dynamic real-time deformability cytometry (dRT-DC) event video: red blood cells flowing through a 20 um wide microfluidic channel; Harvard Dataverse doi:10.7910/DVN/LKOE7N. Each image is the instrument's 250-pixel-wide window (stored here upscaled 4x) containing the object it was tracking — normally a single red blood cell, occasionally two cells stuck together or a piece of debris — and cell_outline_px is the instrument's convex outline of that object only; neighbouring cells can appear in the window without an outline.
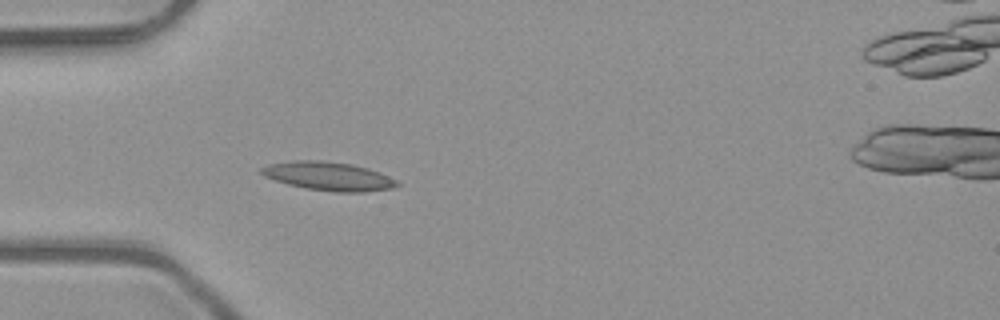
{"species": "common noctule bat (a hibernating species)", "species_latin": "Nyctalus noctula", "temperature_condition": "room temperature", "stored_images_in_passage": 5, "camera_frame_rate_fps": 3000, "um_per_image_px": 0.085, "animal": {"sex": "male", "body_mass_g": 23.1, "forearm_length_mm": 52.7}, "frame": {"image": 1, "passage_image": 4, "time_ms": 1.0, "image_size_px": [1000, 320], "cell_outline_px": [[400, 184], [392, 188], [364, 192], [336, 192], [308, 188], [288, 184], [264, 176], [260, 172], [260, 168], [268, 164], [292, 160], [320, 160], [352, 164], [380, 172], [396, 180]], "centroid_in_image_um": [27.91, 14.97], "position_along_channel_um": 57.1, "area_um2": 22.48}}